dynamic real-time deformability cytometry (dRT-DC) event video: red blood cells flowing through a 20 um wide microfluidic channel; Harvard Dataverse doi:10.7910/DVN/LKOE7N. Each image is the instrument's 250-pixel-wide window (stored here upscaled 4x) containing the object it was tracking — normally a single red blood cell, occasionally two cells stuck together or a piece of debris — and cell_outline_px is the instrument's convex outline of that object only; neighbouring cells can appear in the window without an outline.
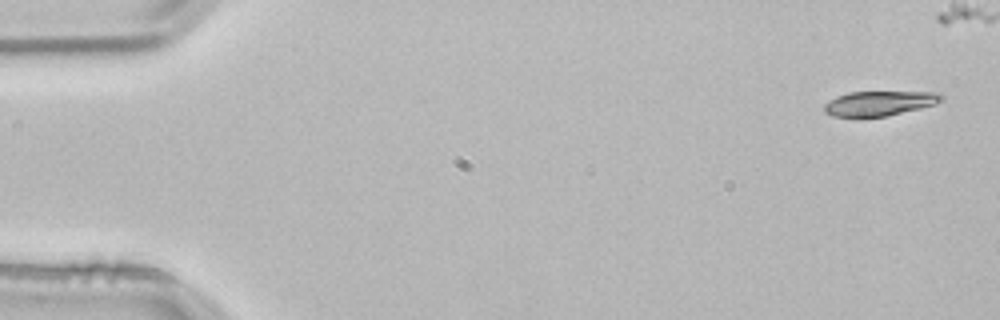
{"species": "common noctule bat (a hibernating species)", "species_latin": "Nyctalus noctula", "temperature_condition": "room temperature", "stored_images_in_passage": 5, "camera_frame_rate_fps": 3000, "um_per_image_px": 0.085, "animal": {"sex": "male", "body_mass_g": 21.5, "forearm_length_mm": 52.0}, "frame": {"image": 1, "passage_image": 1, "time_ms": 0.0, "image_size_px": [1000, 320], "cell_outline_px": [[944, 100], [936, 104], [888, 116], [856, 120], [832, 116], [824, 112], [824, 104], [828, 100], [836, 96], [848, 92], [940, 92], [944, 96]], "centroid_in_image_um": [74.68, 8.82], "position_along_channel_um": 10.3, "area_um2": 17.74}}